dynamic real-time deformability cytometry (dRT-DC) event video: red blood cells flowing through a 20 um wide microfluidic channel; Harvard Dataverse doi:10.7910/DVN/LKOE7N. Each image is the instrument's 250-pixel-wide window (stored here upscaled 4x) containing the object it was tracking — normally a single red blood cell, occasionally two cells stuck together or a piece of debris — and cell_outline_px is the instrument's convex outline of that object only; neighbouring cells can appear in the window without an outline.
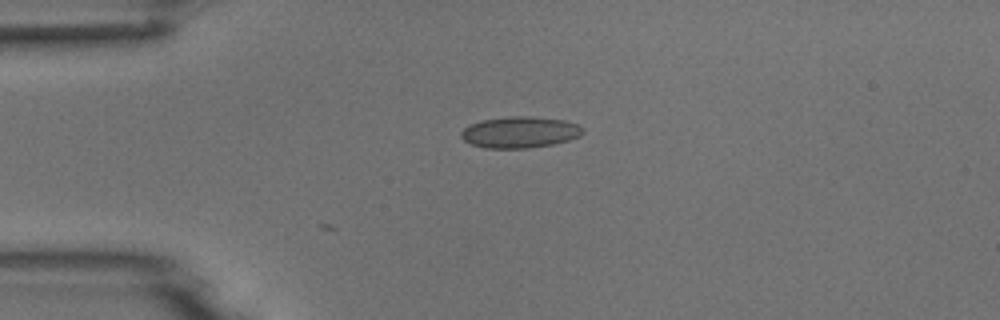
{"species": "common noctule bat (a hibernating species)", "species_latin": "Nyctalus noctula", "temperature_condition": "room temperature", "stored_images_in_passage": 10, "camera_frame_rate_fps": 3000, "um_per_image_px": 0.085, "animal": {"sex": "male", "body_mass_g": 18.8}, "frame": {"image": 1, "passage_image": 1, "time_ms": 0.0, "image_size_px": [1000, 320], "cell_outline_px": [[584, 132], [580, 136], [568, 140], [552, 144], [528, 148], [484, 148], [472, 144], [464, 140], [460, 136], [460, 132], [468, 124], [480, 120], [508, 116], [528, 116], [564, 120], [580, 124], [584, 128]], "centroid_in_image_um": [44.18, 11.23], "position_along_channel_um": 40.8, "area_um2": 22.43}}
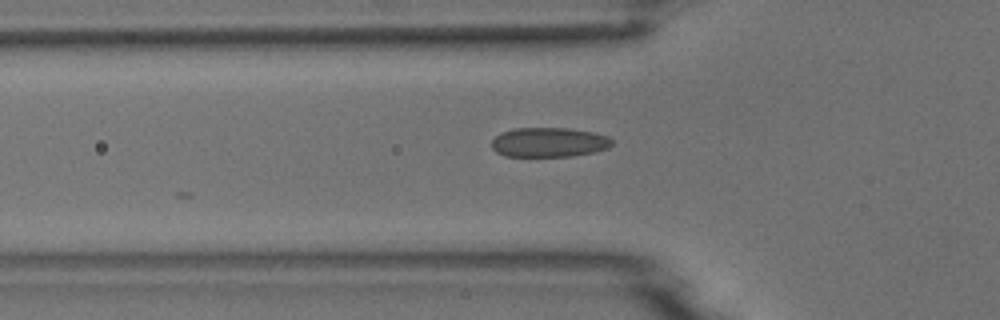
{"frame": {"image": 2, "passage_image": 6, "time_ms": 1.667, "image_size_px": [1000, 320], "cell_outline_px": [[612, 144], [608, 148], [592, 152], [572, 156], [504, 156], [496, 152], [492, 148], [492, 140], [500, 132], [516, 128], [568, 128], [592, 132], [608, 136], [612, 140]], "centroid_in_image_um": [46.64, 12.09], "position_along_channel_um": 79.2, "area_um2": 20.69}}